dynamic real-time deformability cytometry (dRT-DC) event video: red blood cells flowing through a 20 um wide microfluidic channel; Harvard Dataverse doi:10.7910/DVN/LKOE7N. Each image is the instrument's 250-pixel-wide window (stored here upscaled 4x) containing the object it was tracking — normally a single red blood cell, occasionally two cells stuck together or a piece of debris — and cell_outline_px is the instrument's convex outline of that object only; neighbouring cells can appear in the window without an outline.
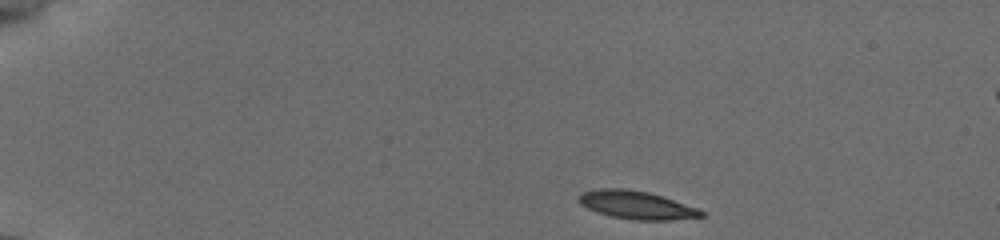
{"species": "common noctule bat (a hibernating species)", "species_latin": "Nyctalus noctula", "temperature_condition": "cold", "stored_images_in_passage": 27, "camera_frame_rate_fps": 3000, "um_per_image_px": 0.085, "animal": {"sex": "female", "body_mass_g": 19.5, "forearm_length_mm": 54.1}, "frame": {"image": 1, "passage_image": 1, "time_ms": 0.0, "image_size_px": [1000, 240], "cell_outline_px": [[704, 216], [668, 220], [632, 220], [608, 216], [596, 212], [580, 204], [576, 200], [576, 196], [580, 192], [600, 188], [628, 188], [648, 192], [696, 208], [704, 212]], "centroid_in_image_um": [53.98, 17.42], "position_along_channel_um": 31.0, "area_um2": 20.11}}
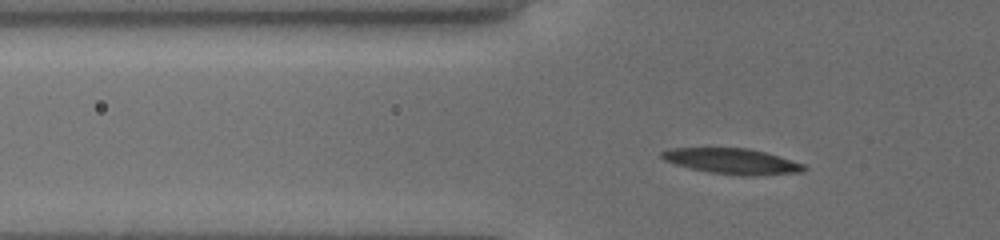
{"frame": {"image": 2, "passage_image": 19, "time_ms": 3.0, "image_size_px": [1000, 240], "cell_outline_px": [[808, 168], [804, 172], [752, 176], [740, 176], [708, 172], [676, 164], [664, 160], [660, 156], [660, 152], [672, 148], [748, 148], [764, 152], [804, 164]], "centroid_in_image_um": [62.25, 13.71], "position_along_channel_um": 63.5, "area_um2": 21.15}}
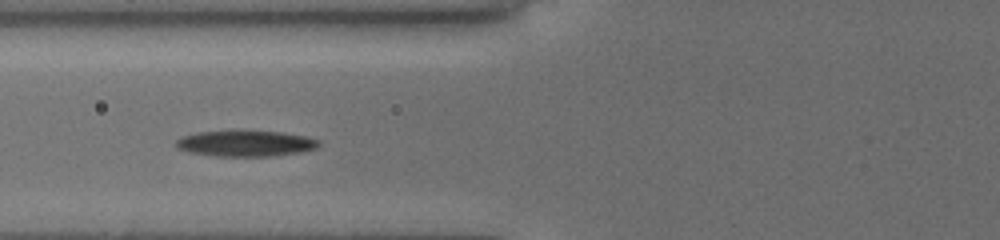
{"frame": {"image": 3, "passage_image": 26, "time_ms": 4.333, "image_size_px": [1000, 240], "cell_outline_px": [[320, 144], [316, 148], [300, 152], [276, 156], [216, 156], [188, 152], [176, 148], [172, 144], [180, 136], [196, 132], [232, 128], [244, 128], [280, 132], [304, 136], [320, 140]], "centroid_in_image_um": [20.78, 12.14], "position_along_channel_um": 105.0, "area_um2": 22.77}}